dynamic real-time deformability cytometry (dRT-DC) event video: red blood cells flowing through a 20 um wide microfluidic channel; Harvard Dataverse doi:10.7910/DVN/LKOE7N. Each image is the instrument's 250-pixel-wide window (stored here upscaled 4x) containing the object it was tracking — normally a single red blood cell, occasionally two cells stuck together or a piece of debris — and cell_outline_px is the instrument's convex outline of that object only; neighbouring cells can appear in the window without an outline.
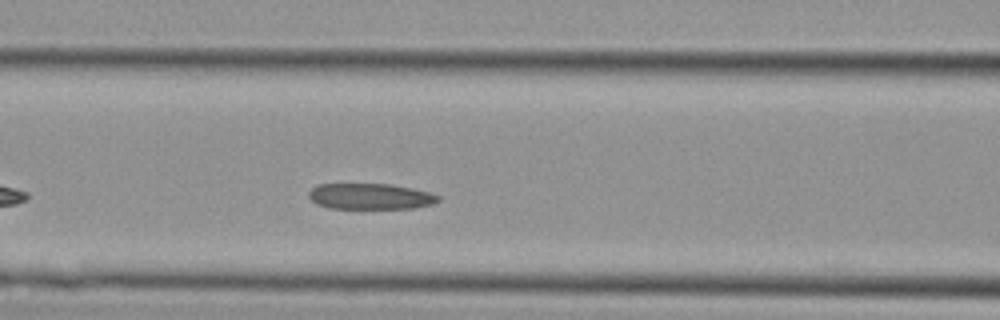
{"species": "Egyptian fruit bat (a non-hibernating species)", "species_latin": "Rousettus aegyptiacus", "temperature_condition": "cold", "stored_images_in_passage": 25, "camera_frame_rate_fps": 3000, "um_per_image_px": 0.085, "animal": {"sex": "female"}, "frame": {"image": 1, "passage_image": 6, "time_ms": 1.667, "image_size_px": [1000, 320], "cell_outline_px": [[440, 200], [432, 204], [416, 208], [328, 208], [316, 204], [308, 196], [308, 192], [316, 184], [392, 184], [412, 188], [428, 192], [440, 196]], "centroid_in_image_um": [31.47, 16.69], "position_along_channel_um": 135.1, "area_um2": 19.59}}
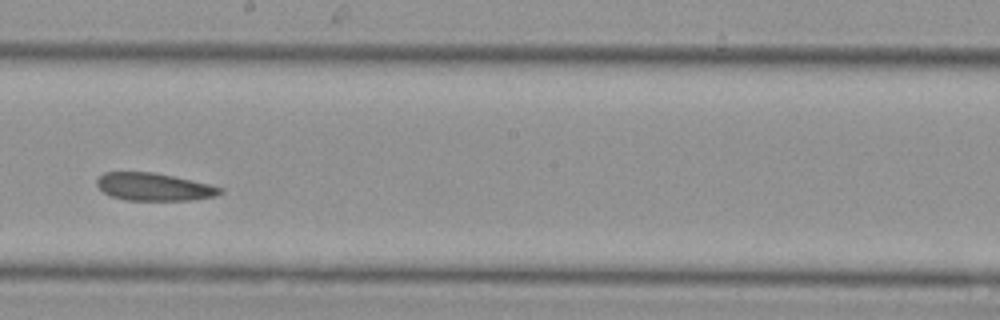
{"frame": {"image": 2, "passage_image": 12, "time_ms": 3.667, "image_size_px": [1000, 320], "cell_outline_px": [[224, 192], [216, 196], [192, 200], [124, 200], [108, 196], [96, 184], [96, 180], [104, 172], [152, 172], [192, 180], [224, 188]], "centroid_in_image_um": [13.08, 15.89], "position_along_channel_um": 235.1, "area_um2": 19.94}}
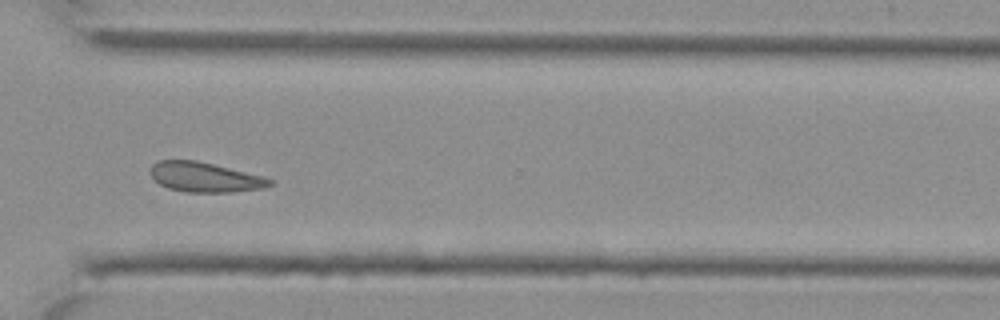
{"frame": {"image": 3, "passage_image": 19, "time_ms": 6.0, "image_size_px": [1000, 320], "cell_outline_px": [[272, 184], [264, 188], [228, 192], [188, 192], [168, 188], [160, 184], [148, 172], [152, 164], [156, 160], [196, 160], [264, 176], [272, 180]], "centroid_in_image_um": [17.38, 15.05], "position_along_channel_um": 353.2, "area_um2": 20.69}}